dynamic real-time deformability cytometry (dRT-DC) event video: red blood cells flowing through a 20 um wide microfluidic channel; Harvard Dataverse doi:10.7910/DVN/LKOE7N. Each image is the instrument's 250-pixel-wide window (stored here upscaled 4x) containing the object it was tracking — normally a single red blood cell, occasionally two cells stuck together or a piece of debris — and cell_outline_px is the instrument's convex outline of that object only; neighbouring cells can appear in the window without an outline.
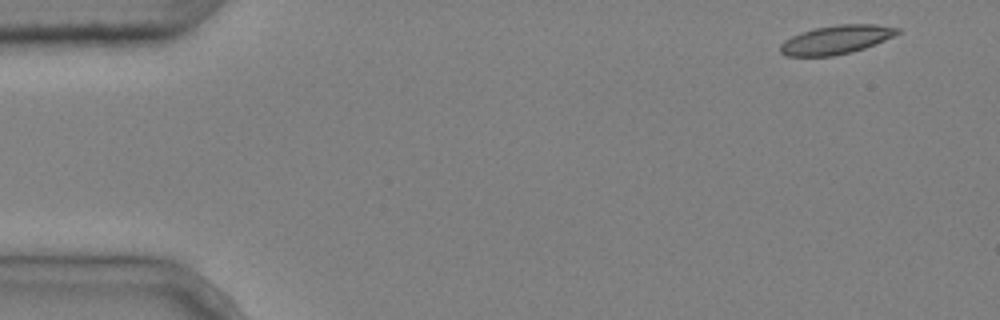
{"species": "common noctule bat (a hibernating species)", "species_latin": "Nyctalus noctula", "temperature_condition": "cold", "stored_images_in_passage": 5, "camera_frame_rate_fps": 3000, "um_per_image_px": 0.085, "animal": {"sex": "male", "body_mass_g": 20.4}, "frame": {"image": 1, "passage_image": 1, "time_ms": 0.0, "image_size_px": [1000, 320], "cell_outline_px": [[900, 32], [884, 40], [864, 48], [852, 52], [832, 56], [784, 56], [780, 52], [780, 44], [784, 40], [800, 32], [816, 28], [836, 24], [876, 24], [900, 28]], "centroid_in_image_um": [71.04, 3.37], "position_along_channel_um": 14.0, "area_um2": 19.59}}
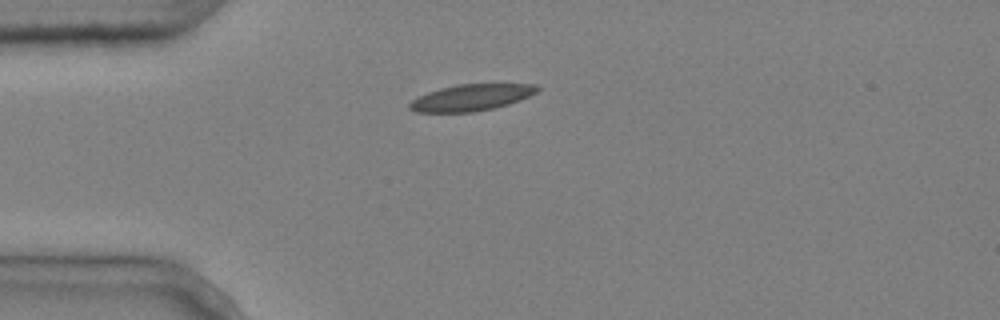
{"frame": {"image": 2, "passage_image": 4, "time_ms": 1.0, "image_size_px": [1000, 320], "cell_outline_px": [[540, 88], [536, 92], [520, 100], [508, 104], [492, 108], [472, 112], [416, 112], [408, 108], [408, 104], [416, 96], [440, 88], [456, 84], [536, 84]], "centroid_in_image_um": [40.01, 8.28], "position_along_channel_um": 45.0, "area_um2": 19.65}}
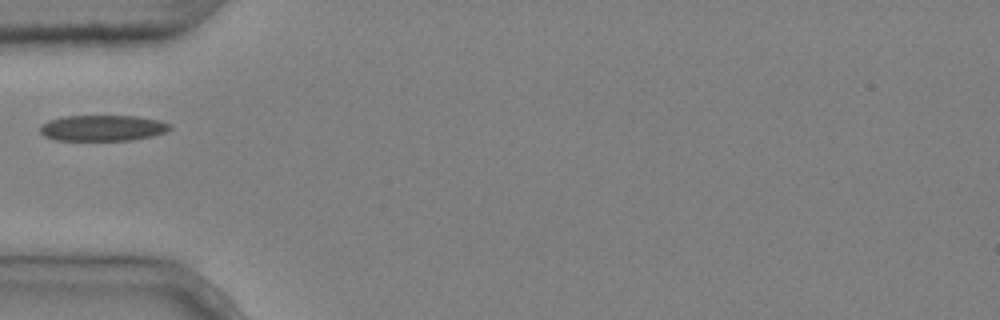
{"frame": {"image": 3, "passage_image": 5, "time_ms": 1.333, "image_size_px": [1000, 320], "cell_outline_px": [[172, 128], [168, 132], [152, 136], [132, 140], [56, 140], [44, 136], [40, 132], [40, 128], [48, 120], [64, 116], [136, 116], [160, 120], [172, 124]], "centroid_in_image_um": [8.78, 10.88], "position_along_channel_um": 76.2, "area_um2": 19.71}}